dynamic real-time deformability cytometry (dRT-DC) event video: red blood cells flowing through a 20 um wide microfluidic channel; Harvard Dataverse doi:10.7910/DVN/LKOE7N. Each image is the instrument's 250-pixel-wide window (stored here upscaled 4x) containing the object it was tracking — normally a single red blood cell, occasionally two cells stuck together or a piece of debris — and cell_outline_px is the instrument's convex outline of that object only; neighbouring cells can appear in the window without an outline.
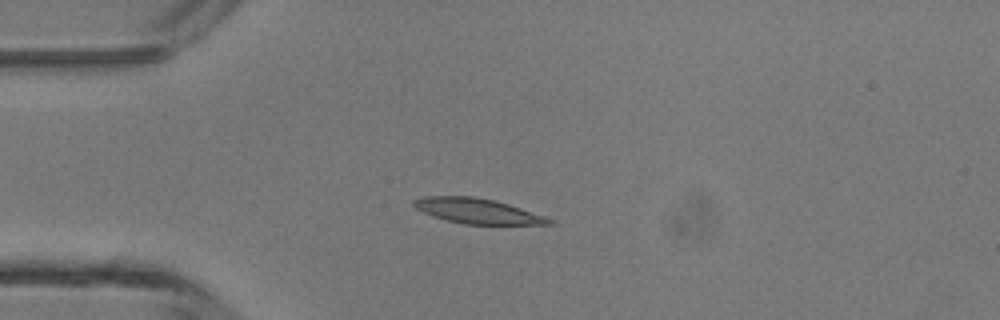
{"species": "common noctule bat (a hibernating species)", "species_latin": "Nyctalus noctula", "temperature_condition": "room temperature", "stored_images_in_passage": 3, "camera_frame_rate_fps": 3000, "um_per_image_px": 0.085, "animal": {"sex": "male", "body_mass_g": 13.3}, "frame": {"image": 1, "passage_image": 3, "time_ms": 0.667, "image_size_px": [1000, 320], "cell_outline_px": [[556, 224], [464, 224], [448, 220], [424, 212], [416, 208], [412, 204], [412, 200], [424, 196], [472, 196], [492, 200], [508, 204], [544, 216], [552, 220]], "centroid_in_image_um": [40.56, 17.93], "position_along_channel_um": 44.4, "area_um2": 19.36}}